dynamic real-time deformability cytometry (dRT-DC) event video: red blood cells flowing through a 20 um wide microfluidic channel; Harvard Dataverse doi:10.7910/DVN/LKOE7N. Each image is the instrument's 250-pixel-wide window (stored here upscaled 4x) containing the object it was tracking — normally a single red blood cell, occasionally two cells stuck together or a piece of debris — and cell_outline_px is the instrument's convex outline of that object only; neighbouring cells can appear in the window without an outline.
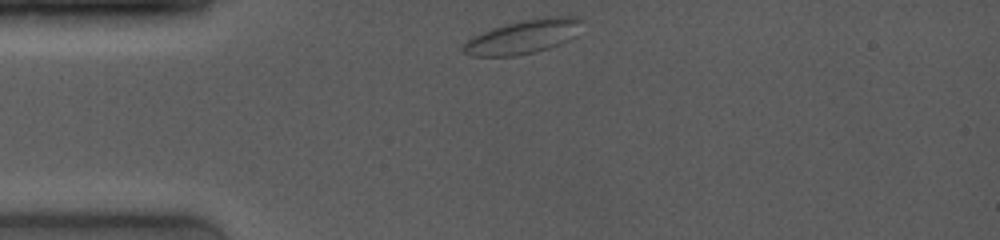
{"species": "common noctule bat (a hibernating species)", "species_latin": "Nyctalus noctula", "temperature_condition": "room temperature", "stored_images_in_passage": 47, "camera_frame_rate_fps": 4000, "um_per_image_px": 0.085, "animal": {"sex": "female", "body_mass_g": 19.0, "forearm_length_mm": 53.3}, "frame": {"image": 1, "passage_image": 1, "time_ms": 0.0, "image_size_px": [1000, 240], "cell_outline_px": [[584, 20], [576, 36], [572, 40], [536, 52], [516, 56], [472, 56], [460, 52], [460, 48], [468, 40], [484, 32], [508, 24], [548, 16], [580, 16]], "centroid_in_image_um": [44.55, 3.14], "position_along_channel_um": 40.4, "area_um2": 23.41}}
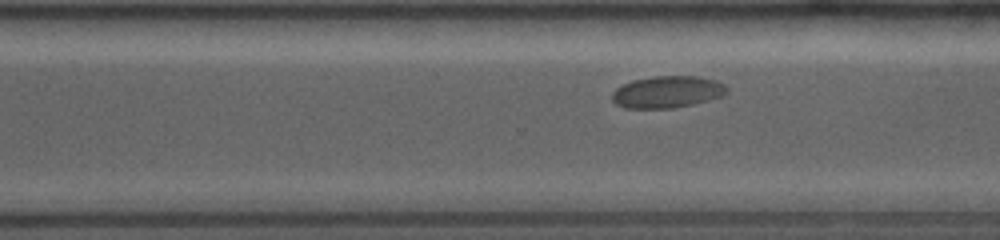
{"frame": {"image": 2, "passage_image": 33, "time_ms": 8.0, "image_size_px": [1000, 240], "cell_outline_px": [[728, 92], [720, 96], [708, 100], [676, 108], [624, 108], [616, 104], [612, 100], [612, 92], [616, 88], [632, 80], [656, 76], [696, 76], [716, 80], [724, 84], [728, 88]], "centroid_in_image_um": [56.71, 7.81], "position_along_channel_um": 313.9, "area_um2": 21.33}}
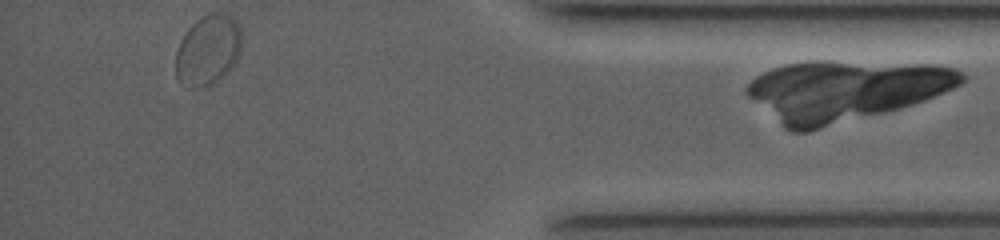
{"frame": {"image": 3, "passage_image": 47, "time_ms": 11.5, "image_size_px": [1000, 240], "cell_outline_px": [[240, 52], [232, 68], [220, 80], [212, 84], [200, 88], [188, 88], [180, 84], [176, 80], [176, 52], [180, 40], [188, 28], [196, 20], [208, 12], [224, 12], [232, 16], [236, 20], [240, 28]], "centroid_in_image_um": [17.66, 4.27], "position_along_channel_um": 417.5, "area_um2": 27.57}, "authors_computed_cell_mechanics": {"area_um2": 21.2704, "velocity_mm_per_s": 3.7644, "shape_relaxation_time_tau1_ms": 3.0072, "shape_relaxation_time_tau2_ms": null, "deformation_change_tau1": 0.0444, "deformation_change_tau2": null}}